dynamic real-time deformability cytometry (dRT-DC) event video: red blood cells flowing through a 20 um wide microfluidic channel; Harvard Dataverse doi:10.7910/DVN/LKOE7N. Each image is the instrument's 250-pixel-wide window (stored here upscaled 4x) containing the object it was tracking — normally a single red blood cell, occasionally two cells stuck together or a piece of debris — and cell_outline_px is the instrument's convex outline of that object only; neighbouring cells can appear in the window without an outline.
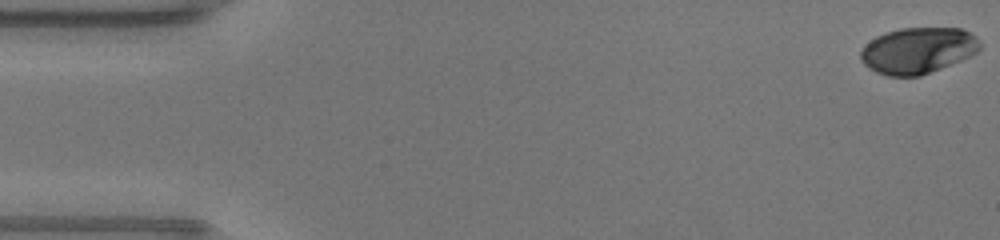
{"species": "human", "species_latin": "Homo sapiens", "temperature_condition": "warm", "stored_images_in_passage": 48, "camera_frame_rate_fps": 3000, "um_per_image_px": 0.085, "donor": {"sex": "male"}, "frame": {"image": 1, "passage_image": 1, "time_ms": 0.0, "image_size_px": [1000, 240], "cell_outline_px": [[976, 48], [972, 52], [964, 56], [928, 72], [916, 76], [892, 76], [880, 72], [872, 68], [860, 56], [860, 52], [872, 40], [888, 32], [904, 28], [960, 28], [968, 32], [972, 36]], "centroid_in_image_um": [77.93, 4.27], "position_along_channel_um": 7.1, "area_um2": 29.77}}
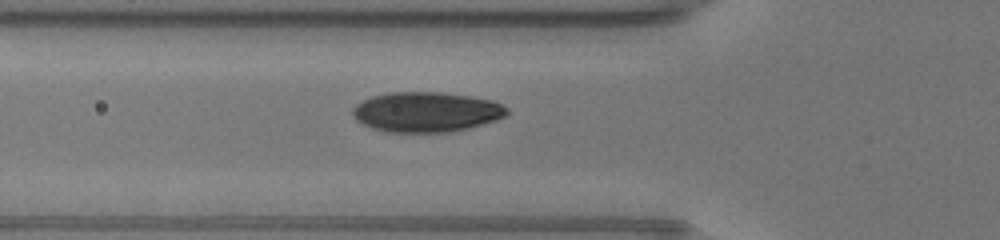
{"frame": {"image": 2, "passage_image": 17, "time_ms": 5.333, "image_size_px": [1000, 240], "cell_outline_px": [[508, 112], [504, 116], [492, 120], [460, 128], [436, 132], [400, 132], [376, 128], [360, 120], [356, 116], [356, 108], [364, 100], [376, 96], [404, 92], [428, 92], [460, 96], [488, 100], [500, 104]], "centroid_in_image_um": [36.25, 9.51], "position_along_channel_um": 89.6, "area_um2": 33.23}}
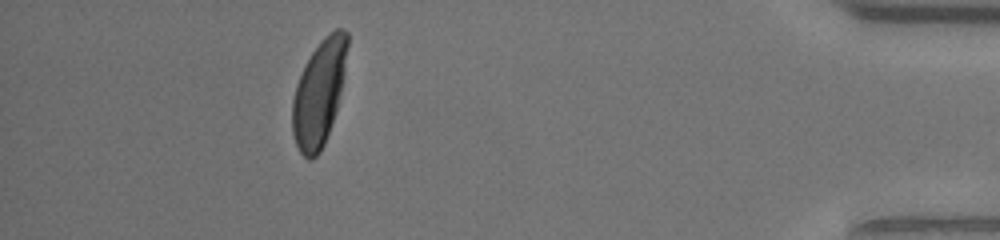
{"frame": {"image": 3, "passage_image": 43, "time_ms": 14.0, "image_size_px": [1000, 240], "cell_outline_px": [[348, 44], [340, 88], [336, 108], [324, 144], [316, 156], [304, 156], [300, 152], [296, 144], [292, 128], [292, 104], [296, 88], [300, 76], [312, 52], [336, 28], [340, 28], [348, 32]], "centroid_in_image_um": [27.1, 7.92], "position_along_channel_um": 408.1, "area_um2": 32.25}, "authors_computed_cell_mechanics": {"area_um2": 32.0212, "velocity_mm_per_s": 4.3709, "shape_relaxation_time_tau1_ms": 2.6609, "shape_relaxation_time_tau2_ms": null, "deformation_change_tau1": 0.1766, "deformation_change_tau2": null}}